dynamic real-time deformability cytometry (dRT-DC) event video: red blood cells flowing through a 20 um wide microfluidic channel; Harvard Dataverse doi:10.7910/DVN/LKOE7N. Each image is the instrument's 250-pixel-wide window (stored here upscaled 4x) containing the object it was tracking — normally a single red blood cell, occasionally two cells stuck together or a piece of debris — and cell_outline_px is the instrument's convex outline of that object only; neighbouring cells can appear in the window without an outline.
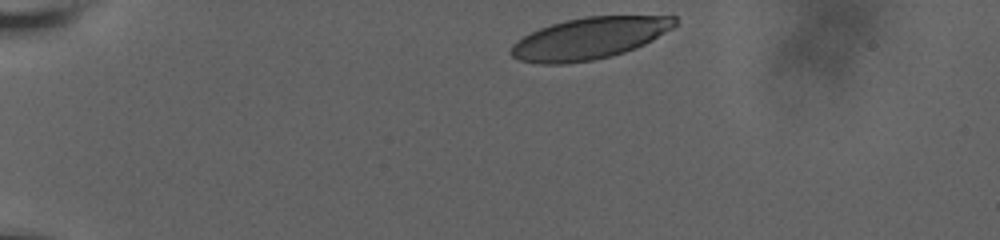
{"species": "human", "species_latin": "Homo sapiens", "temperature_condition": "room temperature", "stored_images_in_passage": 44, "camera_frame_rate_fps": 3000, "um_per_image_px": 0.085, "donor": {"sex": "male"}, "frame": {"image": 1, "passage_image": 1, "time_ms": 0.0, "image_size_px": [1000, 240], "cell_outline_px": [[676, 24], [672, 28], [652, 40], [636, 48], [624, 52], [592, 60], [564, 64], [540, 64], [520, 60], [512, 56], [508, 52], [512, 44], [516, 40], [540, 28], [564, 20], [584, 16], [676, 16]], "centroid_in_image_um": [50.06, 3.26], "position_along_channel_um": 34.9, "area_um2": 39.65}}
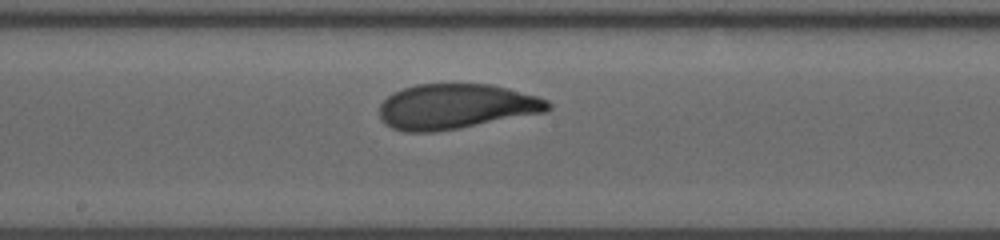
{"frame": {"image": 2, "passage_image": 24, "time_ms": 7.0, "image_size_px": [1000, 240], "cell_outline_px": [[552, 108], [548, 112], [460, 128], [432, 132], [404, 132], [392, 128], [384, 124], [380, 120], [380, 104], [392, 92], [416, 84], [492, 84], [536, 96], [548, 100], [552, 104]], "centroid_in_image_um": [38.76, 9.06], "position_along_channel_um": 209.4, "area_um2": 44.62}}
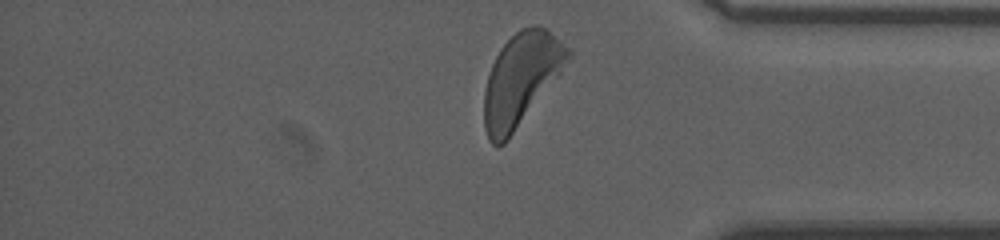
{"frame": {"image": 3, "passage_image": 43, "time_ms": 12.333, "image_size_px": [1000, 240], "cell_outline_px": [[572, 56], [560, 72], [508, 140], [504, 144], [492, 144], [488, 140], [484, 128], [484, 92], [488, 76], [492, 64], [500, 48], [520, 28], [536, 24], [540, 24], [568, 48], [572, 52]], "centroid_in_image_um": [44.25, 6.73], "position_along_channel_um": 390.9, "area_um2": 44.33}, "authors_computed_cell_mechanics": {"area_um2": 43.9858, "velocity_mm_per_s": 3.6151, "shape_relaxation_time_tau1_ms": 3.5557, "shape_relaxation_time_tau2_ms": 1.0478, "deformation_change_tau1": 0.1773, "deformation_change_tau2": 0.0779}}